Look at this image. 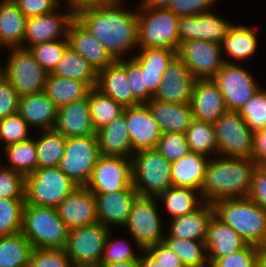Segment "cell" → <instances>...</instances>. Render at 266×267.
<instances>
[{"label":"cell","instance_id":"obj_42","mask_svg":"<svg viewBox=\"0 0 266 267\" xmlns=\"http://www.w3.org/2000/svg\"><path fill=\"white\" fill-rule=\"evenodd\" d=\"M5 156L8 164L5 167L23 174L25 177L37 169V149L35 139L11 144L5 147Z\"/></svg>","mask_w":266,"mask_h":267},{"label":"cell","instance_id":"obj_44","mask_svg":"<svg viewBox=\"0 0 266 267\" xmlns=\"http://www.w3.org/2000/svg\"><path fill=\"white\" fill-rule=\"evenodd\" d=\"M24 205L25 199L0 198V236L21 232Z\"/></svg>","mask_w":266,"mask_h":267},{"label":"cell","instance_id":"obj_61","mask_svg":"<svg viewBox=\"0 0 266 267\" xmlns=\"http://www.w3.org/2000/svg\"><path fill=\"white\" fill-rule=\"evenodd\" d=\"M174 0H142L139 7L151 9H169Z\"/></svg>","mask_w":266,"mask_h":267},{"label":"cell","instance_id":"obj_9","mask_svg":"<svg viewBox=\"0 0 266 267\" xmlns=\"http://www.w3.org/2000/svg\"><path fill=\"white\" fill-rule=\"evenodd\" d=\"M109 229L100 222L69 230L65 252L74 267H99Z\"/></svg>","mask_w":266,"mask_h":267},{"label":"cell","instance_id":"obj_63","mask_svg":"<svg viewBox=\"0 0 266 267\" xmlns=\"http://www.w3.org/2000/svg\"><path fill=\"white\" fill-rule=\"evenodd\" d=\"M140 252L143 253V256H140L141 267H162L161 264L154 260L145 250H142Z\"/></svg>","mask_w":266,"mask_h":267},{"label":"cell","instance_id":"obj_25","mask_svg":"<svg viewBox=\"0 0 266 267\" xmlns=\"http://www.w3.org/2000/svg\"><path fill=\"white\" fill-rule=\"evenodd\" d=\"M53 129L66 138L96 135L88 96L59 108Z\"/></svg>","mask_w":266,"mask_h":267},{"label":"cell","instance_id":"obj_12","mask_svg":"<svg viewBox=\"0 0 266 267\" xmlns=\"http://www.w3.org/2000/svg\"><path fill=\"white\" fill-rule=\"evenodd\" d=\"M157 201L155 197L138 196L124 226L132 235L133 244L141 251L163 242L165 237Z\"/></svg>","mask_w":266,"mask_h":267},{"label":"cell","instance_id":"obj_53","mask_svg":"<svg viewBox=\"0 0 266 267\" xmlns=\"http://www.w3.org/2000/svg\"><path fill=\"white\" fill-rule=\"evenodd\" d=\"M125 70L133 98L139 104L147 103V86L141 67L130 57L125 59Z\"/></svg>","mask_w":266,"mask_h":267},{"label":"cell","instance_id":"obj_16","mask_svg":"<svg viewBox=\"0 0 266 267\" xmlns=\"http://www.w3.org/2000/svg\"><path fill=\"white\" fill-rule=\"evenodd\" d=\"M74 19L75 13L68 8L63 14L61 12L59 14L55 10L51 13L27 18L23 48L29 49L39 43L67 38L68 27Z\"/></svg>","mask_w":266,"mask_h":267},{"label":"cell","instance_id":"obj_41","mask_svg":"<svg viewBox=\"0 0 266 267\" xmlns=\"http://www.w3.org/2000/svg\"><path fill=\"white\" fill-rule=\"evenodd\" d=\"M92 125L97 132L123 113L124 107L109 96L103 94L96 87L88 94Z\"/></svg>","mask_w":266,"mask_h":267},{"label":"cell","instance_id":"obj_35","mask_svg":"<svg viewBox=\"0 0 266 267\" xmlns=\"http://www.w3.org/2000/svg\"><path fill=\"white\" fill-rule=\"evenodd\" d=\"M256 31V26L251 28L233 23L222 43V51L235 63L237 60L246 61L257 51L259 41Z\"/></svg>","mask_w":266,"mask_h":267},{"label":"cell","instance_id":"obj_54","mask_svg":"<svg viewBox=\"0 0 266 267\" xmlns=\"http://www.w3.org/2000/svg\"><path fill=\"white\" fill-rule=\"evenodd\" d=\"M19 100L16 89L3 76H0V119L14 115L19 110Z\"/></svg>","mask_w":266,"mask_h":267},{"label":"cell","instance_id":"obj_3","mask_svg":"<svg viewBox=\"0 0 266 267\" xmlns=\"http://www.w3.org/2000/svg\"><path fill=\"white\" fill-rule=\"evenodd\" d=\"M215 216L233 228L247 244L266 243V211L249 198L213 202Z\"/></svg>","mask_w":266,"mask_h":267},{"label":"cell","instance_id":"obj_40","mask_svg":"<svg viewBox=\"0 0 266 267\" xmlns=\"http://www.w3.org/2000/svg\"><path fill=\"white\" fill-rule=\"evenodd\" d=\"M185 135L191 152L208 156V158H211L212 153L219 156L213 123L193 119Z\"/></svg>","mask_w":266,"mask_h":267},{"label":"cell","instance_id":"obj_28","mask_svg":"<svg viewBox=\"0 0 266 267\" xmlns=\"http://www.w3.org/2000/svg\"><path fill=\"white\" fill-rule=\"evenodd\" d=\"M96 88L123 107L139 105L133 98L125 70V59L116 60L98 72Z\"/></svg>","mask_w":266,"mask_h":267},{"label":"cell","instance_id":"obj_36","mask_svg":"<svg viewBox=\"0 0 266 267\" xmlns=\"http://www.w3.org/2000/svg\"><path fill=\"white\" fill-rule=\"evenodd\" d=\"M51 74L86 82L91 88L97 85L98 73L82 55L70 47L66 49Z\"/></svg>","mask_w":266,"mask_h":267},{"label":"cell","instance_id":"obj_6","mask_svg":"<svg viewBox=\"0 0 266 267\" xmlns=\"http://www.w3.org/2000/svg\"><path fill=\"white\" fill-rule=\"evenodd\" d=\"M138 48H169L180 46L177 17L169 9L138 7Z\"/></svg>","mask_w":266,"mask_h":267},{"label":"cell","instance_id":"obj_18","mask_svg":"<svg viewBox=\"0 0 266 267\" xmlns=\"http://www.w3.org/2000/svg\"><path fill=\"white\" fill-rule=\"evenodd\" d=\"M56 209L69 230L98 222L95 195L86 186H77Z\"/></svg>","mask_w":266,"mask_h":267},{"label":"cell","instance_id":"obj_20","mask_svg":"<svg viewBox=\"0 0 266 267\" xmlns=\"http://www.w3.org/2000/svg\"><path fill=\"white\" fill-rule=\"evenodd\" d=\"M125 117L133 151L156 148L162 133L148 106L125 107Z\"/></svg>","mask_w":266,"mask_h":267},{"label":"cell","instance_id":"obj_15","mask_svg":"<svg viewBox=\"0 0 266 267\" xmlns=\"http://www.w3.org/2000/svg\"><path fill=\"white\" fill-rule=\"evenodd\" d=\"M132 183V160L100 155L85 185L94 194H107L127 189Z\"/></svg>","mask_w":266,"mask_h":267},{"label":"cell","instance_id":"obj_59","mask_svg":"<svg viewBox=\"0 0 266 267\" xmlns=\"http://www.w3.org/2000/svg\"><path fill=\"white\" fill-rule=\"evenodd\" d=\"M252 159L258 166L266 167V127L255 133Z\"/></svg>","mask_w":266,"mask_h":267},{"label":"cell","instance_id":"obj_57","mask_svg":"<svg viewBox=\"0 0 266 267\" xmlns=\"http://www.w3.org/2000/svg\"><path fill=\"white\" fill-rule=\"evenodd\" d=\"M162 267H185L180 258L164 243H158L145 250Z\"/></svg>","mask_w":266,"mask_h":267},{"label":"cell","instance_id":"obj_30","mask_svg":"<svg viewBox=\"0 0 266 267\" xmlns=\"http://www.w3.org/2000/svg\"><path fill=\"white\" fill-rule=\"evenodd\" d=\"M100 154L132 159L135 153L127 129L125 107L123 113L96 132Z\"/></svg>","mask_w":266,"mask_h":267},{"label":"cell","instance_id":"obj_60","mask_svg":"<svg viewBox=\"0 0 266 267\" xmlns=\"http://www.w3.org/2000/svg\"><path fill=\"white\" fill-rule=\"evenodd\" d=\"M116 1L118 0H65V2H67L66 4H68L66 5L68 9L72 10L74 13L86 7L95 6L99 4H109Z\"/></svg>","mask_w":266,"mask_h":267},{"label":"cell","instance_id":"obj_64","mask_svg":"<svg viewBox=\"0 0 266 267\" xmlns=\"http://www.w3.org/2000/svg\"><path fill=\"white\" fill-rule=\"evenodd\" d=\"M258 267H266V243L257 246Z\"/></svg>","mask_w":266,"mask_h":267},{"label":"cell","instance_id":"obj_65","mask_svg":"<svg viewBox=\"0 0 266 267\" xmlns=\"http://www.w3.org/2000/svg\"><path fill=\"white\" fill-rule=\"evenodd\" d=\"M1 65V63H0ZM2 75V67L0 66V76Z\"/></svg>","mask_w":266,"mask_h":267},{"label":"cell","instance_id":"obj_50","mask_svg":"<svg viewBox=\"0 0 266 267\" xmlns=\"http://www.w3.org/2000/svg\"><path fill=\"white\" fill-rule=\"evenodd\" d=\"M29 267H74L64 249L33 248Z\"/></svg>","mask_w":266,"mask_h":267},{"label":"cell","instance_id":"obj_19","mask_svg":"<svg viewBox=\"0 0 266 267\" xmlns=\"http://www.w3.org/2000/svg\"><path fill=\"white\" fill-rule=\"evenodd\" d=\"M162 76L153 98L167 103H190L195 78L178 56L171 61Z\"/></svg>","mask_w":266,"mask_h":267},{"label":"cell","instance_id":"obj_4","mask_svg":"<svg viewBox=\"0 0 266 267\" xmlns=\"http://www.w3.org/2000/svg\"><path fill=\"white\" fill-rule=\"evenodd\" d=\"M21 232L33 248L64 249L69 229L56 208L25 204Z\"/></svg>","mask_w":266,"mask_h":267},{"label":"cell","instance_id":"obj_29","mask_svg":"<svg viewBox=\"0 0 266 267\" xmlns=\"http://www.w3.org/2000/svg\"><path fill=\"white\" fill-rule=\"evenodd\" d=\"M146 105L162 134L174 132L185 134L194 119L190 103H167L151 98Z\"/></svg>","mask_w":266,"mask_h":267},{"label":"cell","instance_id":"obj_2","mask_svg":"<svg viewBox=\"0 0 266 267\" xmlns=\"http://www.w3.org/2000/svg\"><path fill=\"white\" fill-rule=\"evenodd\" d=\"M257 167L258 164L253 159L211 157L206 165L200 192L203 202L248 198Z\"/></svg>","mask_w":266,"mask_h":267},{"label":"cell","instance_id":"obj_48","mask_svg":"<svg viewBox=\"0 0 266 267\" xmlns=\"http://www.w3.org/2000/svg\"><path fill=\"white\" fill-rule=\"evenodd\" d=\"M0 198L25 199V176L0 164Z\"/></svg>","mask_w":266,"mask_h":267},{"label":"cell","instance_id":"obj_1","mask_svg":"<svg viewBox=\"0 0 266 267\" xmlns=\"http://www.w3.org/2000/svg\"><path fill=\"white\" fill-rule=\"evenodd\" d=\"M123 3L124 0H118L86 7L75 13V18L105 46L115 61L125 59L124 54L138 47L137 10L129 11Z\"/></svg>","mask_w":266,"mask_h":267},{"label":"cell","instance_id":"obj_34","mask_svg":"<svg viewBox=\"0 0 266 267\" xmlns=\"http://www.w3.org/2000/svg\"><path fill=\"white\" fill-rule=\"evenodd\" d=\"M90 89L91 87L86 82L48 73L44 92L59 109L74 101L86 98Z\"/></svg>","mask_w":266,"mask_h":267},{"label":"cell","instance_id":"obj_37","mask_svg":"<svg viewBox=\"0 0 266 267\" xmlns=\"http://www.w3.org/2000/svg\"><path fill=\"white\" fill-rule=\"evenodd\" d=\"M32 250L22 232L0 236V267H29Z\"/></svg>","mask_w":266,"mask_h":267},{"label":"cell","instance_id":"obj_13","mask_svg":"<svg viewBox=\"0 0 266 267\" xmlns=\"http://www.w3.org/2000/svg\"><path fill=\"white\" fill-rule=\"evenodd\" d=\"M212 80L220 90L227 110L235 112H238L261 86L247 69L233 61H227V58Z\"/></svg>","mask_w":266,"mask_h":267},{"label":"cell","instance_id":"obj_56","mask_svg":"<svg viewBox=\"0 0 266 267\" xmlns=\"http://www.w3.org/2000/svg\"><path fill=\"white\" fill-rule=\"evenodd\" d=\"M26 18L54 12L59 7L58 0H13Z\"/></svg>","mask_w":266,"mask_h":267},{"label":"cell","instance_id":"obj_21","mask_svg":"<svg viewBox=\"0 0 266 267\" xmlns=\"http://www.w3.org/2000/svg\"><path fill=\"white\" fill-rule=\"evenodd\" d=\"M94 195L98 222L110 229L115 225L119 227L126 225L133 203L139 196V193L132 184L124 190Z\"/></svg>","mask_w":266,"mask_h":267},{"label":"cell","instance_id":"obj_55","mask_svg":"<svg viewBox=\"0 0 266 267\" xmlns=\"http://www.w3.org/2000/svg\"><path fill=\"white\" fill-rule=\"evenodd\" d=\"M216 1L217 0H174L169 10L177 17L199 15L210 12L208 10L211 9Z\"/></svg>","mask_w":266,"mask_h":267},{"label":"cell","instance_id":"obj_62","mask_svg":"<svg viewBox=\"0 0 266 267\" xmlns=\"http://www.w3.org/2000/svg\"><path fill=\"white\" fill-rule=\"evenodd\" d=\"M99 267H141L140 257L136 260H129L115 263H100Z\"/></svg>","mask_w":266,"mask_h":267},{"label":"cell","instance_id":"obj_10","mask_svg":"<svg viewBox=\"0 0 266 267\" xmlns=\"http://www.w3.org/2000/svg\"><path fill=\"white\" fill-rule=\"evenodd\" d=\"M219 156L252 159L255 133L235 111H227L214 123Z\"/></svg>","mask_w":266,"mask_h":267},{"label":"cell","instance_id":"obj_45","mask_svg":"<svg viewBox=\"0 0 266 267\" xmlns=\"http://www.w3.org/2000/svg\"><path fill=\"white\" fill-rule=\"evenodd\" d=\"M251 131L266 127V89L259 88L254 96L249 99L238 111Z\"/></svg>","mask_w":266,"mask_h":267},{"label":"cell","instance_id":"obj_46","mask_svg":"<svg viewBox=\"0 0 266 267\" xmlns=\"http://www.w3.org/2000/svg\"><path fill=\"white\" fill-rule=\"evenodd\" d=\"M69 47L68 39H58L50 42L36 44L30 47L35 60L48 72L51 73L63 57Z\"/></svg>","mask_w":266,"mask_h":267},{"label":"cell","instance_id":"obj_11","mask_svg":"<svg viewBox=\"0 0 266 267\" xmlns=\"http://www.w3.org/2000/svg\"><path fill=\"white\" fill-rule=\"evenodd\" d=\"M100 155L97 135L66 138L59 169L78 186H85Z\"/></svg>","mask_w":266,"mask_h":267},{"label":"cell","instance_id":"obj_24","mask_svg":"<svg viewBox=\"0 0 266 267\" xmlns=\"http://www.w3.org/2000/svg\"><path fill=\"white\" fill-rule=\"evenodd\" d=\"M177 56V51L169 48H140L139 53L131 58L141 67L147 86V102L158 91L163 79V73L171 61Z\"/></svg>","mask_w":266,"mask_h":267},{"label":"cell","instance_id":"obj_31","mask_svg":"<svg viewBox=\"0 0 266 267\" xmlns=\"http://www.w3.org/2000/svg\"><path fill=\"white\" fill-rule=\"evenodd\" d=\"M18 113L32 128L51 130L56 123L58 108L44 91L20 97Z\"/></svg>","mask_w":266,"mask_h":267},{"label":"cell","instance_id":"obj_49","mask_svg":"<svg viewBox=\"0 0 266 267\" xmlns=\"http://www.w3.org/2000/svg\"><path fill=\"white\" fill-rule=\"evenodd\" d=\"M156 149L171 163L191 152L186 135L175 132L161 134Z\"/></svg>","mask_w":266,"mask_h":267},{"label":"cell","instance_id":"obj_33","mask_svg":"<svg viewBox=\"0 0 266 267\" xmlns=\"http://www.w3.org/2000/svg\"><path fill=\"white\" fill-rule=\"evenodd\" d=\"M26 17L13 0H0V48L23 47Z\"/></svg>","mask_w":266,"mask_h":267},{"label":"cell","instance_id":"obj_38","mask_svg":"<svg viewBox=\"0 0 266 267\" xmlns=\"http://www.w3.org/2000/svg\"><path fill=\"white\" fill-rule=\"evenodd\" d=\"M157 199L162 202L165 210L171 215L170 220L194 211L203 202L200 193H197L196 190L176 186H172L160 194Z\"/></svg>","mask_w":266,"mask_h":267},{"label":"cell","instance_id":"obj_43","mask_svg":"<svg viewBox=\"0 0 266 267\" xmlns=\"http://www.w3.org/2000/svg\"><path fill=\"white\" fill-rule=\"evenodd\" d=\"M163 242L180 258L185 267H210L204 241L164 238Z\"/></svg>","mask_w":266,"mask_h":267},{"label":"cell","instance_id":"obj_58","mask_svg":"<svg viewBox=\"0 0 266 267\" xmlns=\"http://www.w3.org/2000/svg\"><path fill=\"white\" fill-rule=\"evenodd\" d=\"M248 198L266 211V167L256 168Z\"/></svg>","mask_w":266,"mask_h":267},{"label":"cell","instance_id":"obj_26","mask_svg":"<svg viewBox=\"0 0 266 267\" xmlns=\"http://www.w3.org/2000/svg\"><path fill=\"white\" fill-rule=\"evenodd\" d=\"M214 215L213 204L202 202L194 211L170 220L169 232L164 238L205 241Z\"/></svg>","mask_w":266,"mask_h":267},{"label":"cell","instance_id":"obj_27","mask_svg":"<svg viewBox=\"0 0 266 267\" xmlns=\"http://www.w3.org/2000/svg\"><path fill=\"white\" fill-rule=\"evenodd\" d=\"M204 242L210 266L216 260L248 245L233 228L222 222L215 215L209 223Z\"/></svg>","mask_w":266,"mask_h":267},{"label":"cell","instance_id":"obj_23","mask_svg":"<svg viewBox=\"0 0 266 267\" xmlns=\"http://www.w3.org/2000/svg\"><path fill=\"white\" fill-rule=\"evenodd\" d=\"M69 47L82 55L98 73L115 60L106 51L105 46L75 18L67 31Z\"/></svg>","mask_w":266,"mask_h":267},{"label":"cell","instance_id":"obj_32","mask_svg":"<svg viewBox=\"0 0 266 267\" xmlns=\"http://www.w3.org/2000/svg\"><path fill=\"white\" fill-rule=\"evenodd\" d=\"M210 158L190 152L171 163V179L173 186L192 188L201 192L205 169Z\"/></svg>","mask_w":266,"mask_h":267},{"label":"cell","instance_id":"obj_52","mask_svg":"<svg viewBox=\"0 0 266 267\" xmlns=\"http://www.w3.org/2000/svg\"><path fill=\"white\" fill-rule=\"evenodd\" d=\"M210 267H258L257 246L245 248L216 260Z\"/></svg>","mask_w":266,"mask_h":267},{"label":"cell","instance_id":"obj_8","mask_svg":"<svg viewBox=\"0 0 266 267\" xmlns=\"http://www.w3.org/2000/svg\"><path fill=\"white\" fill-rule=\"evenodd\" d=\"M11 53L6 60L2 75L24 96L44 91L48 72L35 60L30 49L23 47L7 48Z\"/></svg>","mask_w":266,"mask_h":267},{"label":"cell","instance_id":"obj_17","mask_svg":"<svg viewBox=\"0 0 266 267\" xmlns=\"http://www.w3.org/2000/svg\"><path fill=\"white\" fill-rule=\"evenodd\" d=\"M232 25V22L211 12L179 17L180 44L188 40H206L222 44Z\"/></svg>","mask_w":266,"mask_h":267},{"label":"cell","instance_id":"obj_14","mask_svg":"<svg viewBox=\"0 0 266 267\" xmlns=\"http://www.w3.org/2000/svg\"><path fill=\"white\" fill-rule=\"evenodd\" d=\"M222 54V44L206 40H188L177 50L195 79H213L225 63Z\"/></svg>","mask_w":266,"mask_h":267},{"label":"cell","instance_id":"obj_51","mask_svg":"<svg viewBox=\"0 0 266 267\" xmlns=\"http://www.w3.org/2000/svg\"><path fill=\"white\" fill-rule=\"evenodd\" d=\"M109 231L101 258V263H115L136 260L138 256L125 240L116 239L111 241L112 235Z\"/></svg>","mask_w":266,"mask_h":267},{"label":"cell","instance_id":"obj_7","mask_svg":"<svg viewBox=\"0 0 266 267\" xmlns=\"http://www.w3.org/2000/svg\"><path fill=\"white\" fill-rule=\"evenodd\" d=\"M77 186L59 167L36 169L25 177V204L57 208Z\"/></svg>","mask_w":266,"mask_h":267},{"label":"cell","instance_id":"obj_5","mask_svg":"<svg viewBox=\"0 0 266 267\" xmlns=\"http://www.w3.org/2000/svg\"><path fill=\"white\" fill-rule=\"evenodd\" d=\"M131 160L132 183L139 196L157 198L173 186L171 162L156 148L137 151Z\"/></svg>","mask_w":266,"mask_h":267},{"label":"cell","instance_id":"obj_47","mask_svg":"<svg viewBox=\"0 0 266 267\" xmlns=\"http://www.w3.org/2000/svg\"><path fill=\"white\" fill-rule=\"evenodd\" d=\"M29 125L19 113L0 119V140L4 148L31 138Z\"/></svg>","mask_w":266,"mask_h":267},{"label":"cell","instance_id":"obj_22","mask_svg":"<svg viewBox=\"0 0 266 267\" xmlns=\"http://www.w3.org/2000/svg\"><path fill=\"white\" fill-rule=\"evenodd\" d=\"M190 105L194 119L213 124L228 111L212 79H195Z\"/></svg>","mask_w":266,"mask_h":267},{"label":"cell","instance_id":"obj_39","mask_svg":"<svg viewBox=\"0 0 266 267\" xmlns=\"http://www.w3.org/2000/svg\"><path fill=\"white\" fill-rule=\"evenodd\" d=\"M37 169L59 167L66 147V137L54 129L44 130L35 138Z\"/></svg>","mask_w":266,"mask_h":267}]
</instances>
